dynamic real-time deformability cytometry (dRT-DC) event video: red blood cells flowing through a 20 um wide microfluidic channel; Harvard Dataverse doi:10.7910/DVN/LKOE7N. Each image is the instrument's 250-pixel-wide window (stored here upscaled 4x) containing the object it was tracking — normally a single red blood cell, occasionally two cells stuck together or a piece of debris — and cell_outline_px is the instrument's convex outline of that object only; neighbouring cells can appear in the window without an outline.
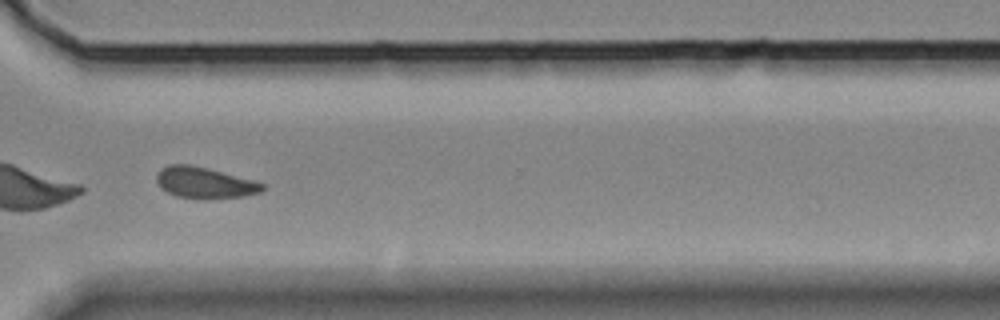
{"species": "Egyptian fruit bat (a non-hibernating species)", "species_latin": "Rousettus aegyptiacus", "temperature_condition": "room temperature", "stored_images_in_passage": 32, "camera_frame_rate_fps": 3000, "um_per_image_px": 0.085, "animal": {"sex": "female"}, "frame": {"image": 1, "passage_image": 23, "time_ms": 7.333, "image_size_px": [1000, 320], "cell_outline_px": [[264, 188], [260, 192], [244, 196], [208, 200], [204, 200], [176, 196], [160, 188], [156, 180], [156, 172], [160, 168], [168, 164], [188, 164], [256, 180], [264, 184]], "centroid_in_image_um": [17.37, 15.54], "position_along_channel_um": 353.2, "area_um2": 19.54}}